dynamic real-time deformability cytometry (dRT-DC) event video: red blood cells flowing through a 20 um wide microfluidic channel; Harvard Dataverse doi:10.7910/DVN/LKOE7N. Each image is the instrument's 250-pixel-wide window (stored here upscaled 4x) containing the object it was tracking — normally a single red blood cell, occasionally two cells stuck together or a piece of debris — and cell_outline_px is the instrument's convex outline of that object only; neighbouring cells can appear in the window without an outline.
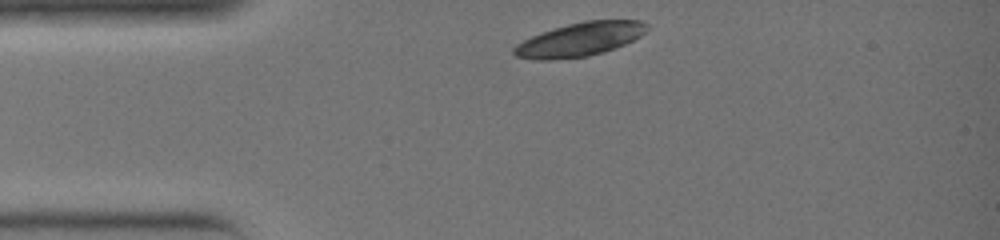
{"species": "common noctule bat (a hibernating species)", "species_latin": "Nyctalus noctula", "temperature_condition": "warm", "stored_images_in_passage": 25, "camera_frame_rate_fps": 3000, "um_per_image_px": 0.085, "animal": {"sex": "female", "body_mass_g": 19.0, "forearm_length_mm": 51.5}, "frame": {"image": 1, "passage_image": 1, "time_ms": 0.0, "image_size_px": [1000, 240], "cell_outline_px": [[648, 28], [640, 36], [624, 44], [604, 52], [588, 56], [552, 60], [536, 60], [516, 56], [512, 52], [512, 48], [516, 44], [540, 32], [568, 24], [584, 20], [640, 20], [648, 24]], "centroid_in_image_um": [49.26, 3.35], "position_along_channel_um": 35.7, "area_um2": 26.13}}
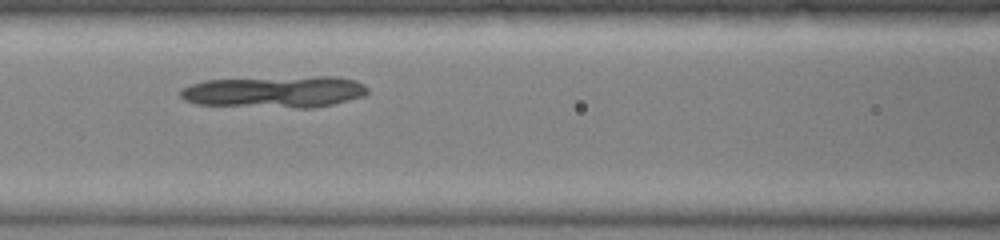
{"frame": {"image": 2, "passage_image": 9, "time_ms": 2.667, "image_size_px": [1000, 240], "cell_outline_px": [[368, 92], [364, 96], [332, 104], [312, 108], [296, 108], [196, 104], [184, 100], [180, 96], [180, 88], [188, 84], [204, 80], [316, 76], [336, 76], [356, 80], [364, 84], [368, 88]], "centroid_in_image_um": [23.35, 7.8], "position_along_channel_um": 143.3, "area_um2": 34.85}}
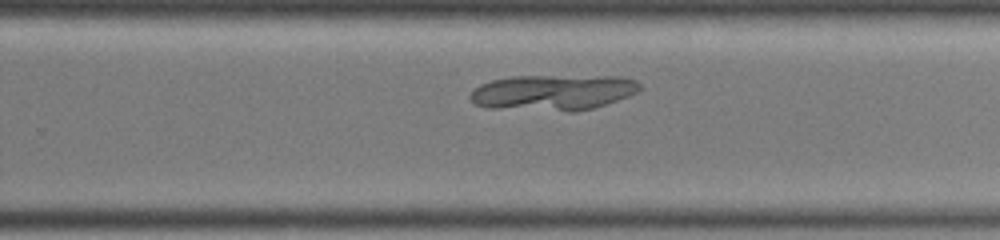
{"frame": {"image": 3, "passage_image": 17, "time_ms": 5.333, "image_size_px": [1000, 240], "cell_outline_px": [[644, 88], [628, 96], [592, 108], [576, 112], [568, 112], [488, 108], [476, 104], [468, 96], [480, 84], [492, 80], [512, 76], [624, 76], [636, 80]], "centroid_in_image_um": [47.03, 7.86], "position_along_channel_um": 282.8, "area_um2": 35.6}}